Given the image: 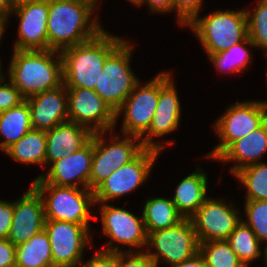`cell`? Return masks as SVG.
Wrapping results in <instances>:
<instances>
[{
	"instance_id": "cell-1",
	"label": "cell",
	"mask_w": 267,
	"mask_h": 267,
	"mask_svg": "<svg viewBox=\"0 0 267 267\" xmlns=\"http://www.w3.org/2000/svg\"><path fill=\"white\" fill-rule=\"evenodd\" d=\"M96 6L89 0H49L48 49L61 52L98 35L104 28L93 16Z\"/></svg>"
},
{
	"instance_id": "cell-2",
	"label": "cell",
	"mask_w": 267,
	"mask_h": 267,
	"mask_svg": "<svg viewBox=\"0 0 267 267\" xmlns=\"http://www.w3.org/2000/svg\"><path fill=\"white\" fill-rule=\"evenodd\" d=\"M12 52L7 76L25 100L63 84L59 51L13 49Z\"/></svg>"
},
{
	"instance_id": "cell-3",
	"label": "cell",
	"mask_w": 267,
	"mask_h": 267,
	"mask_svg": "<svg viewBox=\"0 0 267 267\" xmlns=\"http://www.w3.org/2000/svg\"><path fill=\"white\" fill-rule=\"evenodd\" d=\"M125 39L102 30L92 39L60 52L63 84L94 90L107 57Z\"/></svg>"
},
{
	"instance_id": "cell-4",
	"label": "cell",
	"mask_w": 267,
	"mask_h": 267,
	"mask_svg": "<svg viewBox=\"0 0 267 267\" xmlns=\"http://www.w3.org/2000/svg\"><path fill=\"white\" fill-rule=\"evenodd\" d=\"M31 185L42 197L46 220L91 225L89 220L97 219L90 212L91 206H96L93 190L49 184L39 176Z\"/></svg>"
},
{
	"instance_id": "cell-5",
	"label": "cell",
	"mask_w": 267,
	"mask_h": 267,
	"mask_svg": "<svg viewBox=\"0 0 267 267\" xmlns=\"http://www.w3.org/2000/svg\"><path fill=\"white\" fill-rule=\"evenodd\" d=\"M196 15L186 26L195 33L207 56L227 50L248 36L246 10H216Z\"/></svg>"
},
{
	"instance_id": "cell-6",
	"label": "cell",
	"mask_w": 267,
	"mask_h": 267,
	"mask_svg": "<svg viewBox=\"0 0 267 267\" xmlns=\"http://www.w3.org/2000/svg\"><path fill=\"white\" fill-rule=\"evenodd\" d=\"M132 43L126 39L107 57L94 91L116 112L140 79L134 75L130 60ZM138 78V79H137Z\"/></svg>"
},
{
	"instance_id": "cell-7",
	"label": "cell",
	"mask_w": 267,
	"mask_h": 267,
	"mask_svg": "<svg viewBox=\"0 0 267 267\" xmlns=\"http://www.w3.org/2000/svg\"><path fill=\"white\" fill-rule=\"evenodd\" d=\"M105 133L108 134V132L93 133V155L89 176L90 190H94L114 170L129 163L145 148L140 137L123 135L124 137L120 139L118 135L113 134L112 139L107 141V137H105L107 134Z\"/></svg>"
},
{
	"instance_id": "cell-8",
	"label": "cell",
	"mask_w": 267,
	"mask_h": 267,
	"mask_svg": "<svg viewBox=\"0 0 267 267\" xmlns=\"http://www.w3.org/2000/svg\"><path fill=\"white\" fill-rule=\"evenodd\" d=\"M267 120V101H244L230 105L214 124L220 139L206 159L214 161L236 140L259 128Z\"/></svg>"
},
{
	"instance_id": "cell-9",
	"label": "cell",
	"mask_w": 267,
	"mask_h": 267,
	"mask_svg": "<svg viewBox=\"0 0 267 267\" xmlns=\"http://www.w3.org/2000/svg\"><path fill=\"white\" fill-rule=\"evenodd\" d=\"M147 247L145 253L156 267L160 261L170 267L199 253V241L190 218H185L176 226L148 233ZM151 247L154 252L148 250Z\"/></svg>"
},
{
	"instance_id": "cell-10",
	"label": "cell",
	"mask_w": 267,
	"mask_h": 267,
	"mask_svg": "<svg viewBox=\"0 0 267 267\" xmlns=\"http://www.w3.org/2000/svg\"><path fill=\"white\" fill-rule=\"evenodd\" d=\"M160 151L144 148L133 160L113 171L94 190L95 204L110 203L134 192L150 176Z\"/></svg>"
},
{
	"instance_id": "cell-11",
	"label": "cell",
	"mask_w": 267,
	"mask_h": 267,
	"mask_svg": "<svg viewBox=\"0 0 267 267\" xmlns=\"http://www.w3.org/2000/svg\"><path fill=\"white\" fill-rule=\"evenodd\" d=\"M100 205L102 233L110 239L107 243L108 248L102 247V251L136 252L133 249L140 248V252H143L144 246L146 248L147 245L148 234L142 216L141 218L137 217L127 209L115 207L109 203H101ZM114 243L121 244L122 247L126 245L129 249L121 250L119 246H113Z\"/></svg>"
},
{
	"instance_id": "cell-12",
	"label": "cell",
	"mask_w": 267,
	"mask_h": 267,
	"mask_svg": "<svg viewBox=\"0 0 267 267\" xmlns=\"http://www.w3.org/2000/svg\"><path fill=\"white\" fill-rule=\"evenodd\" d=\"M89 227L65 221H45L44 230L49 237L54 267H78L83 262L85 247L93 246Z\"/></svg>"
},
{
	"instance_id": "cell-13",
	"label": "cell",
	"mask_w": 267,
	"mask_h": 267,
	"mask_svg": "<svg viewBox=\"0 0 267 267\" xmlns=\"http://www.w3.org/2000/svg\"><path fill=\"white\" fill-rule=\"evenodd\" d=\"M68 91V121L83 125L95 132L115 130L116 113L92 89L66 87Z\"/></svg>"
},
{
	"instance_id": "cell-14",
	"label": "cell",
	"mask_w": 267,
	"mask_h": 267,
	"mask_svg": "<svg viewBox=\"0 0 267 267\" xmlns=\"http://www.w3.org/2000/svg\"><path fill=\"white\" fill-rule=\"evenodd\" d=\"M170 72L159 73V98L157 107L149 129L140 137L145 148H153L158 151L164 149V145L156 143L155 137L162 138L166 134L178 129L181 118V104L178 92ZM154 137V139H152Z\"/></svg>"
},
{
	"instance_id": "cell-15",
	"label": "cell",
	"mask_w": 267,
	"mask_h": 267,
	"mask_svg": "<svg viewBox=\"0 0 267 267\" xmlns=\"http://www.w3.org/2000/svg\"><path fill=\"white\" fill-rule=\"evenodd\" d=\"M159 98V74L146 84L139 82L122 106L115 112L116 123L123 113L122 133L141 137L154 116Z\"/></svg>"
},
{
	"instance_id": "cell-16",
	"label": "cell",
	"mask_w": 267,
	"mask_h": 267,
	"mask_svg": "<svg viewBox=\"0 0 267 267\" xmlns=\"http://www.w3.org/2000/svg\"><path fill=\"white\" fill-rule=\"evenodd\" d=\"M225 199L208 197L190 218L199 243L226 240L242 221L236 207Z\"/></svg>"
},
{
	"instance_id": "cell-17",
	"label": "cell",
	"mask_w": 267,
	"mask_h": 267,
	"mask_svg": "<svg viewBox=\"0 0 267 267\" xmlns=\"http://www.w3.org/2000/svg\"><path fill=\"white\" fill-rule=\"evenodd\" d=\"M93 155V135L91 140L75 153L52 162L46 174L39 177L46 183L57 186L89 189Z\"/></svg>"
},
{
	"instance_id": "cell-18",
	"label": "cell",
	"mask_w": 267,
	"mask_h": 267,
	"mask_svg": "<svg viewBox=\"0 0 267 267\" xmlns=\"http://www.w3.org/2000/svg\"><path fill=\"white\" fill-rule=\"evenodd\" d=\"M49 0L24 4L11 12L19 19L15 50H47Z\"/></svg>"
},
{
	"instance_id": "cell-19",
	"label": "cell",
	"mask_w": 267,
	"mask_h": 267,
	"mask_svg": "<svg viewBox=\"0 0 267 267\" xmlns=\"http://www.w3.org/2000/svg\"><path fill=\"white\" fill-rule=\"evenodd\" d=\"M45 221L42 197L31 185L27 192L13 202V220L7 239L15 246L25 243L44 229Z\"/></svg>"
},
{
	"instance_id": "cell-20",
	"label": "cell",
	"mask_w": 267,
	"mask_h": 267,
	"mask_svg": "<svg viewBox=\"0 0 267 267\" xmlns=\"http://www.w3.org/2000/svg\"><path fill=\"white\" fill-rule=\"evenodd\" d=\"M67 95V88L62 84L26 99L30 109L32 129L46 132L68 121Z\"/></svg>"
},
{
	"instance_id": "cell-21",
	"label": "cell",
	"mask_w": 267,
	"mask_h": 267,
	"mask_svg": "<svg viewBox=\"0 0 267 267\" xmlns=\"http://www.w3.org/2000/svg\"><path fill=\"white\" fill-rule=\"evenodd\" d=\"M92 135L89 128L71 121L46 131V164L75 153L91 140Z\"/></svg>"
},
{
	"instance_id": "cell-22",
	"label": "cell",
	"mask_w": 267,
	"mask_h": 267,
	"mask_svg": "<svg viewBox=\"0 0 267 267\" xmlns=\"http://www.w3.org/2000/svg\"><path fill=\"white\" fill-rule=\"evenodd\" d=\"M267 151V120L256 130L234 141L216 160L234 162L232 174L252 164L260 163Z\"/></svg>"
},
{
	"instance_id": "cell-23",
	"label": "cell",
	"mask_w": 267,
	"mask_h": 267,
	"mask_svg": "<svg viewBox=\"0 0 267 267\" xmlns=\"http://www.w3.org/2000/svg\"><path fill=\"white\" fill-rule=\"evenodd\" d=\"M207 185L208 177L199 167L178 183L171 200L184 218H191L208 198Z\"/></svg>"
},
{
	"instance_id": "cell-24",
	"label": "cell",
	"mask_w": 267,
	"mask_h": 267,
	"mask_svg": "<svg viewBox=\"0 0 267 267\" xmlns=\"http://www.w3.org/2000/svg\"><path fill=\"white\" fill-rule=\"evenodd\" d=\"M4 153L17 163L43 167L46 165V132L31 129Z\"/></svg>"
},
{
	"instance_id": "cell-25",
	"label": "cell",
	"mask_w": 267,
	"mask_h": 267,
	"mask_svg": "<svg viewBox=\"0 0 267 267\" xmlns=\"http://www.w3.org/2000/svg\"><path fill=\"white\" fill-rule=\"evenodd\" d=\"M143 208L142 218L147 234L176 226L185 219L170 198L153 197L146 200Z\"/></svg>"
},
{
	"instance_id": "cell-26",
	"label": "cell",
	"mask_w": 267,
	"mask_h": 267,
	"mask_svg": "<svg viewBox=\"0 0 267 267\" xmlns=\"http://www.w3.org/2000/svg\"><path fill=\"white\" fill-rule=\"evenodd\" d=\"M31 129L30 109L26 100L17 107L1 112L0 136L5 139L0 142V150L4 152Z\"/></svg>"
},
{
	"instance_id": "cell-27",
	"label": "cell",
	"mask_w": 267,
	"mask_h": 267,
	"mask_svg": "<svg viewBox=\"0 0 267 267\" xmlns=\"http://www.w3.org/2000/svg\"><path fill=\"white\" fill-rule=\"evenodd\" d=\"M16 267H54L49 237L44 229L16 246Z\"/></svg>"
},
{
	"instance_id": "cell-28",
	"label": "cell",
	"mask_w": 267,
	"mask_h": 267,
	"mask_svg": "<svg viewBox=\"0 0 267 267\" xmlns=\"http://www.w3.org/2000/svg\"><path fill=\"white\" fill-rule=\"evenodd\" d=\"M226 241L245 267L265 254V252H261L262 243L243 220L235 227Z\"/></svg>"
},
{
	"instance_id": "cell-29",
	"label": "cell",
	"mask_w": 267,
	"mask_h": 267,
	"mask_svg": "<svg viewBox=\"0 0 267 267\" xmlns=\"http://www.w3.org/2000/svg\"><path fill=\"white\" fill-rule=\"evenodd\" d=\"M247 45L250 46V48H255L249 36L227 50L210 54L208 56L209 60L212 64L214 63V67H216L219 72L224 71L229 73L230 71L240 74L252 61V56L250 50L247 49Z\"/></svg>"
},
{
	"instance_id": "cell-30",
	"label": "cell",
	"mask_w": 267,
	"mask_h": 267,
	"mask_svg": "<svg viewBox=\"0 0 267 267\" xmlns=\"http://www.w3.org/2000/svg\"><path fill=\"white\" fill-rule=\"evenodd\" d=\"M234 176L247 190L245 201L267 200V163L249 165Z\"/></svg>"
},
{
	"instance_id": "cell-31",
	"label": "cell",
	"mask_w": 267,
	"mask_h": 267,
	"mask_svg": "<svg viewBox=\"0 0 267 267\" xmlns=\"http://www.w3.org/2000/svg\"><path fill=\"white\" fill-rule=\"evenodd\" d=\"M199 254L207 267H245L226 240L199 243Z\"/></svg>"
},
{
	"instance_id": "cell-32",
	"label": "cell",
	"mask_w": 267,
	"mask_h": 267,
	"mask_svg": "<svg viewBox=\"0 0 267 267\" xmlns=\"http://www.w3.org/2000/svg\"><path fill=\"white\" fill-rule=\"evenodd\" d=\"M245 10L249 39L267 54V0H259L254 11Z\"/></svg>"
},
{
	"instance_id": "cell-33",
	"label": "cell",
	"mask_w": 267,
	"mask_h": 267,
	"mask_svg": "<svg viewBox=\"0 0 267 267\" xmlns=\"http://www.w3.org/2000/svg\"><path fill=\"white\" fill-rule=\"evenodd\" d=\"M246 219H242L255 233L257 239L267 246V200L245 201Z\"/></svg>"
},
{
	"instance_id": "cell-34",
	"label": "cell",
	"mask_w": 267,
	"mask_h": 267,
	"mask_svg": "<svg viewBox=\"0 0 267 267\" xmlns=\"http://www.w3.org/2000/svg\"><path fill=\"white\" fill-rule=\"evenodd\" d=\"M203 0H173V10L180 26L186 25L200 13Z\"/></svg>"
},
{
	"instance_id": "cell-35",
	"label": "cell",
	"mask_w": 267,
	"mask_h": 267,
	"mask_svg": "<svg viewBox=\"0 0 267 267\" xmlns=\"http://www.w3.org/2000/svg\"><path fill=\"white\" fill-rule=\"evenodd\" d=\"M4 78L5 76L0 80V113L17 107L25 101L13 83L10 80L6 82Z\"/></svg>"
},
{
	"instance_id": "cell-36",
	"label": "cell",
	"mask_w": 267,
	"mask_h": 267,
	"mask_svg": "<svg viewBox=\"0 0 267 267\" xmlns=\"http://www.w3.org/2000/svg\"><path fill=\"white\" fill-rule=\"evenodd\" d=\"M116 267H156L151 258L140 252H116Z\"/></svg>"
},
{
	"instance_id": "cell-37",
	"label": "cell",
	"mask_w": 267,
	"mask_h": 267,
	"mask_svg": "<svg viewBox=\"0 0 267 267\" xmlns=\"http://www.w3.org/2000/svg\"><path fill=\"white\" fill-rule=\"evenodd\" d=\"M13 220V201L0 200V239H7Z\"/></svg>"
},
{
	"instance_id": "cell-38",
	"label": "cell",
	"mask_w": 267,
	"mask_h": 267,
	"mask_svg": "<svg viewBox=\"0 0 267 267\" xmlns=\"http://www.w3.org/2000/svg\"><path fill=\"white\" fill-rule=\"evenodd\" d=\"M80 265L78 267H116V253L96 250L88 262H82Z\"/></svg>"
},
{
	"instance_id": "cell-39",
	"label": "cell",
	"mask_w": 267,
	"mask_h": 267,
	"mask_svg": "<svg viewBox=\"0 0 267 267\" xmlns=\"http://www.w3.org/2000/svg\"><path fill=\"white\" fill-rule=\"evenodd\" d=\"M0 267H16V246L8 239H0Z\"/></svg>"
},
{
	"instance_id": "cell-40",
	"label": "cell",
	"mask_w": 267,
	"mask_h": 267,
	"mask_svg": "<svg viewBox=\"0 0 267 267\" xmlns=\"http://www.w3.org/2000/svg\"><path fill=\"white\" fill-rule=\"evenodd\" d=\"M135 6H146L150 8L151 12L167 13L173 11V0H136L133 3Z\"/></svg>"
},
{
	"instance_id": "cell-41",
	"label": "cell",
	"mask_w": 267,
	"mask_h": 267,
	"mask_svg": "<svg viewBox=\"0 0 267 267\" xmlns=\"http://www.w3.org/2000/svg\"><path fill=\"white\" fill-rule=\"evenodd\" d=\"M171 267H207V265L202 256L199 253H197L191 259L183 261L178 264L171 265Z\"/></svg>"
},
{
	"instance_id": "cell-42",
	"label": "cell",
	"mask_w": 267,
	"mask_h": 267,
	"mask_svg": "<svg viewBox=\"0 0 267 267\" xmlns=\"http://www.w3.org/2000/svg\"><path fill=\"white\" fill-rule=\"evenodd\" d=\"M14 10L13 0H0V13L7 16H11V12Z\"/></svg>"
},
{
	"instance_id": "cell-43",
	"label": "cell",
	"mask_w": 267,
	"mask_h": 267,
	"mask_svg": "<svg viewBox=\"0 0 267 267\" xmlns=\"http://www.w3.org/2000/svg\"><path fill=\"white\" fill-rule=\"evenodd\" d=\"M9 16L3 14V13H0V42H1V39H2V36L5 32V29H6V26H7V22H9L8 19Z\"/></svg>"
},
{
	"instance_id": "cell-44",
	"label": "cell",
	"mask_w": 267,
	"mask_h": 267,
	"mask_svg": "<svg viewBox=\"0 0 267 267\" xmlns=\"http://www.w3.org/2000/svg\"><path fill=\"white\" fill-rule=\"evenodd\" d=\"M39 1H42V0H13L14 8H17L24 4H29V3L39 2Z\"/></svg>"
},
{
	"instance_id": "cell-45",
	"label": "cell",
	"mask_w": 267,
	"mask_h": 267,
	"mask_svg": "<svg viewBox=\"0 0 267 267\" xmlns=\"http://www.w3.org/2000/svg\"><path fill=\"white\" fill-rule=\"evenodd\" d=\"M265 254H264V261H265V265L267 266V246L263 249Z\"/></svg>"
},
{
	"instance_id": "cell-46",
	"label": "cell",
	"mask_w": 267,
	"mask_h": 267,
	"mask_svg": "<svg viewBox=\"0 0 267 267\" xmlns=\"http://www.w3.org/2000/svg\"><path fill=\"white\" fill-rule=\"evenodd\" d=\"M2 69V65H1V62H0V80L5 76L3 75L4 73H2L3 70Z\"/></svg>"
},
{
	"instance_id": "cell-47",
	"label": "cell",
	"mask_w": 267,
	"mask_h": 267,
	"mask_svg": "<svg viewBox=\"0 0 267 267\" xmlns=\"http://www.w3.org/2000/svg\"><path fill=\"white\" fill-rule=\"evenodd\" d=\"M89 1H91V2L95 3L96 5H98L97 3H98L99 0H89Z\"/></svg>"
},
{
	"instance_id": "cell-48",
	"label": "cell",
	"mask_w": 267,
	"mask_h": 267,
	"mask_svg": "<svg viewBox=\"0 0 267 267\" xmlns=\"http://www.w3.org/2000/svg\"><path fill=\"white\" fill-rule=\"evenodd\" d=\"M132 4L136 1V0H129Z\"/></svg>"
}]
</instances>
